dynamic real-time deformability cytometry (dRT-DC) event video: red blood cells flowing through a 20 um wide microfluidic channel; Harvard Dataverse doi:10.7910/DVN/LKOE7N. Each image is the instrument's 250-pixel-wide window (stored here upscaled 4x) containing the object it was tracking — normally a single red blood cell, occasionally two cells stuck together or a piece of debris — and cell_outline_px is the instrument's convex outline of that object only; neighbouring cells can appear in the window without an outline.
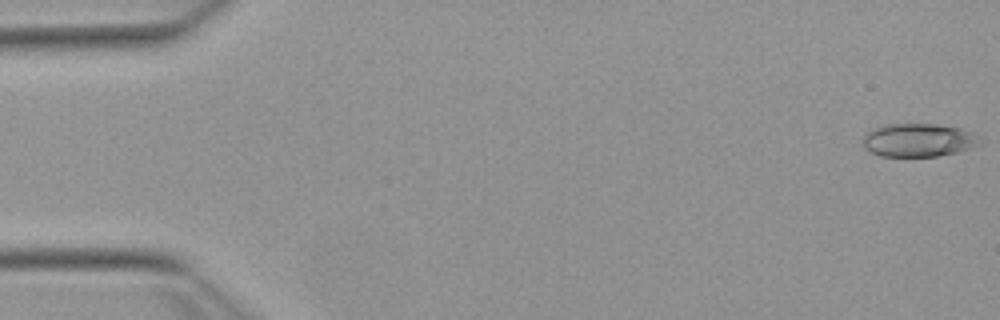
{"species": "Egyptian fruit bat (a non-hibernating species)", "species_latin": "Rousettus aegyptiacus", "temperature_condition": "warm", "stored_images_in_passage": 53, "camera_frame_rate_fps": 3000, "um_per_image_px": 0.085, "animal": {"sex": "female"}, "frame": {"image": 1, "passage_image": 1, "time_ms": 0.0, "image_size_px": [1000, 320], "cell_outline_px": [[984, 144], [972, 148], [956, 152], [936, 156], [880, 156], [864, 148], [860, 140], [872, 128], [884, 124], [936, 124], [960, 128], [972, 132]], "centroid_in_image_um": [78.05, 11.91], "position_along_channel_um": 7.0, "area_um2": 22.89}}
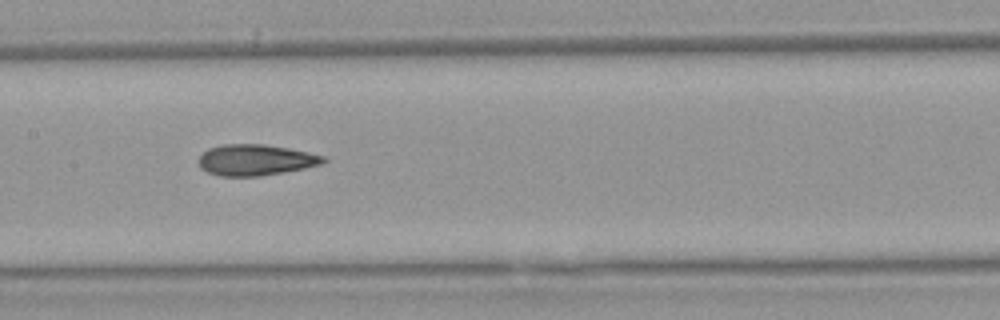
{"frame": {"image": 2, "passage_image": 26, "time_ms": 8.333, "image_size_px": [1000, 320], "cell_outline_px": [[328, 160], [320, 164], [304, 168], [260, 176], [220, 176], [208, 172], [200, 168], [200, 156], [208, 148], [224, 144], [264, 144], [288, 148], [308, 152], [324, 156]], "centroid_in_image_um": [21.72, 13.59], "position_along_channel_um": 185.7, "area_um2": 22.37}}
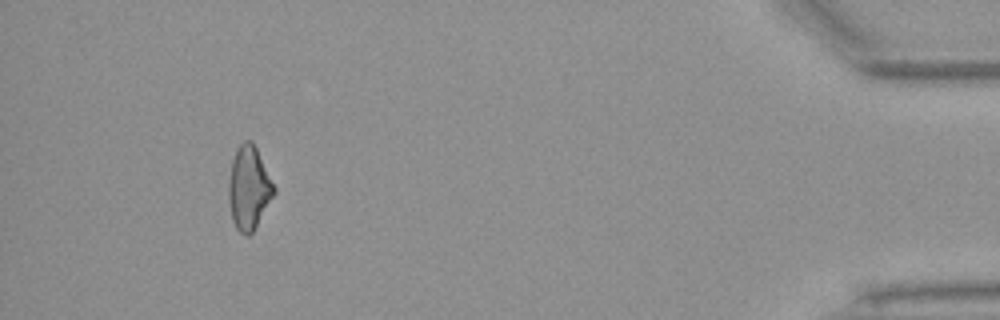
{"frame": {"image": 3, "passage_image": 49, "time_ms": 16.0, "image_size_px": [1000, 320], "cell_outline_px": [[276, 192], [252, 232], [248, 236], [244, 236], [236, 228], [232, 220], [228, 200], [228, 180], [232, 160], [236, 148], [244, 140], [252, 140], [276, 188]], "centroid_in_image_um": [21.13, 15.97], "position_along_channel_um": 414.1, "area_um2": 22.08}, "authors_computed_cell_mechanics": {"area_um2": 22.4842, "velocity_mm_per_s": 3.8709, "shape_relaxation_time_tau1_ms": null, "shape_relaxation_time_tau2_ms": 3.0394, "deformation_change_tau1": null, "deformation_change_tau2": 0.1174}}